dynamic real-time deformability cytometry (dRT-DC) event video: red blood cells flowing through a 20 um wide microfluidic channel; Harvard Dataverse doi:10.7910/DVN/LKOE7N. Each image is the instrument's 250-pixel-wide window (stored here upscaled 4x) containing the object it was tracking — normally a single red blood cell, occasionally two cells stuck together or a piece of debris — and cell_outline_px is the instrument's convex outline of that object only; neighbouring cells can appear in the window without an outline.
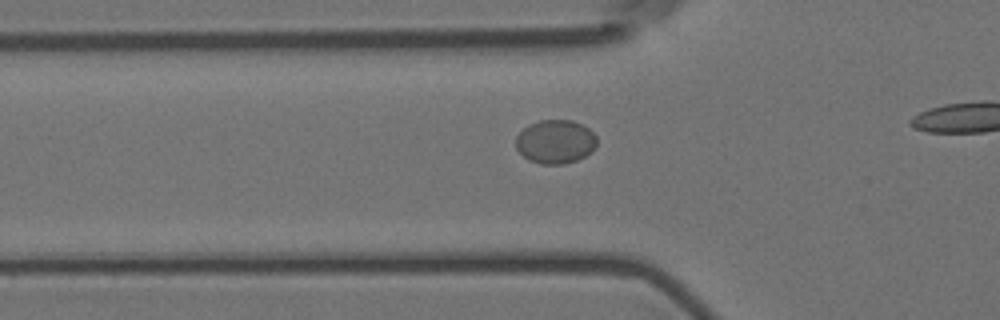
{"species": "Egyptian fruit bat (a non-hibernating species)", "species_latin": "Rousettus aegyptiacus", "temperature_condition": "room temperature", "stored_images_in_passage": 16, "camera_frame_rate_fps": 3000, "um_per_image_px": 0.085, "animal": {"sex": "female"}, "frame": {"image": 1, "passage_image": 10, "time_ms": 3.0, "image_size_px": [1000, 320], "cell_outline_px": [[596, 148], [592, 152], [576, 160], [564, 164], [540, 164], [528, 160], [516, 148], [516, 136], [528, 124], [540, 120], [572, 120], [588, 128], [596, 136]], "centroid_in_image_um": [47.2, 12.04], "position_along_channel_um": 78.6, "area_um2": 20.69}}
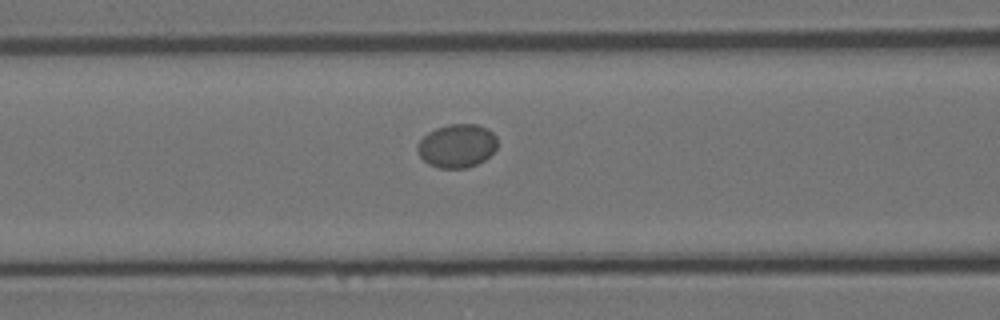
{"frame": {"image": 2, "passage_image": 14, "time_ms": 4.333, "image_size_px": [1000, 320], "cell_outline_px": [[496, 148], [484, 160], [468, 168], [440, 168], [428, 164], [420, 156], [416, 148], [416, 144], [428, 132], [436, 128], [448, 124], [476, 124], [488, 128], [496, 136]], "centroid_in_image_um": [38.83, 12.39], "position_along_channel_um": 127.8, "area_um2": 20.29}}